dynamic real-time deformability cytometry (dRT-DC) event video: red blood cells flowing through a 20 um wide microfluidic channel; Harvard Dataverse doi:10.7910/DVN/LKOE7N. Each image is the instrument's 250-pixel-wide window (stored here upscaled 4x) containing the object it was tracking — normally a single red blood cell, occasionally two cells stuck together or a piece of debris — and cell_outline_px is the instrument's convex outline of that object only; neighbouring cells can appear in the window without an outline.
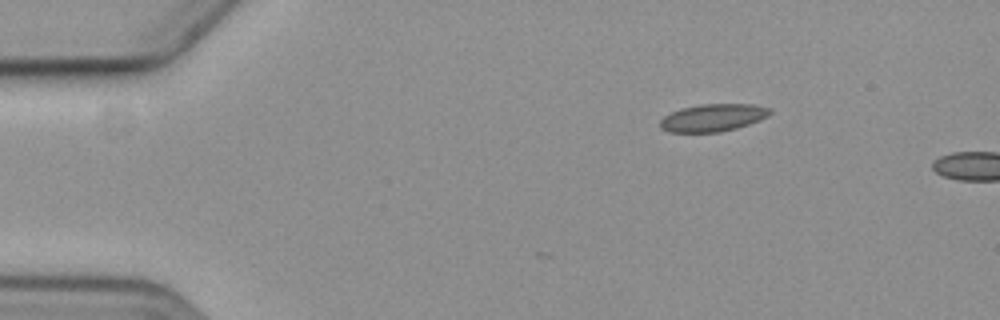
{"species": "common noctule bat (a hibernating species)", "species_latin": "Nyctalus noctula", "temperature_condition": "cold", "stored_images_in_passage": 4, "camera_frame_rate_fps": 3000, "um_per_image_px": 0.085, "animal": {"sex": "female", "body_mass_g": 19.3, "forearm_length_mm": 54.1}, "frame": {"image": 1, "passage_image": 4, "time_ms": 4.667, "image_size_px": [1000, 320], "cell_outline_px": [[772, 112], [768, 116], [760, 120], [736, 128], [720, 132], [668, 132], [660, 128], [660, 120], [664, 116], [680, 108], [700, 104], [752, 104], [772, 108]], "centroid_in_image_um": [60.6, 10.0], "position_along_channel_um": 24.4, "area_um2": 17.69}}